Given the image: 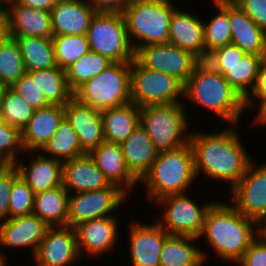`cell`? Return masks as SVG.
Here are the masks:
<instances>
[{"label": "cell", "mask_w": 266, "mask_h": 266, "mask_svg": "<svg viewBox=\"0 0 266 266\" xmlns=\"http://www.w3.org/2000/svg\"><path fill=\"white\" fill-rule=\"evenodd\" d=\"M231 127V128H230ZM213 132L190 133L196 176L201 173L212 180L224 181L231 189L246 173L254 160L245 150L238 125Z\"/></svg>", "instance_id": "1"}, {"label": "cell", "mask_w": 266, "mask_h": 266, "mask_svg": "<svg viewBox=\"0 0 266 266\" xmlns=\"http://www.w3.org/2000/svg\"><path fill=\"white\" fill-rule=\"evenodd\" d=\"M231 202L214 201L206 212L200 237L205 236L217 258L237 263L263 228L236 210Z\"/></svg>", "instance_id": "2"}, {"label": "cell", "mask_w": 266, "mask_h": 266, "mask_svg": "<svg viewBox=\"0 0 266 266\" xmlns=\"http://www.w3.org/2000/svg\"><path fill=\"white\" fill-rule=\"evenodd\" d=\"M194 153L190 141L159 152L151 169L139 181L146 186V194L151 204L171 195L186 193L196 179Z\"/></svg>", "instance_id": "3"}, {"label": "cell", "mask_w": 266, "mask_h": 266, "mask_svg": "<svg viewBox=\"0 0 266 266\" xmlns=\"http://www.w3.org/2000/svg\"><path fill=\"white\" fill-rule=\"evenodd\" d=\"M184 98L195 106L213 112L229 125H239L241 115L246 109L245 100L222 74L217 73L193 71L184 84Z\"/></svg>", "instance_id": "4"}, {"label": "cell", "mask_w": 266, "mask_h": 266, "mask_svg": "<svg viewBox=\"0 0 266 266\" xmlns=\"http://www.w3.org/2000/svg\"><path fill=\"white\" fill-rule=\"evenodd\" d=\"M174 5L172 0H132L123 10L134 51L144 45L169 43L170 20L176 9Z\"/></svg>", "instance_id": "5"}, {"label": "cell", "mask_w": 266, "mask_h": 266, "mask_svg": "<svg viewBox=\"0 0 266 266\" xmlns=\"http://www.w3.org/2000/svg\"><path fill=\"white\" fill-rule=\"evenodd\" d=\"M185 104L140 107V125L147 131L159 152L177 148L190 140V121Z\"/></svg>", "instance_id": "6"}, {"label": "cell", "mask_w": 266, "mask_h": 266, "mask_svg": "<svg viewBox=\"0 0 266 266\" xmlns=\"http://www.w3.org/2000/svg\"><path fill=\"white\" fill-rule=\"evenodd\" d=\"M73 96L99 111L131 102V62H113L80 86Z\"/></svg>", "instance_id": "7"}, {"label": "cell", "mask_w": 266, "mask_h": 266, "mask_svg": "<svg viewBox=\"0 0 266 266\" xmlns=\"http://www.w3.org/2000/svg\"><path fill=\"white\" fill-rule=\"evenodd\" d=\"M86 36L91 51L113 62H132L135 58L122 13L96 12Z\"/></svg>", "instance_id": "8"}, {"label": "cell", "mask_w": 266, "mask_h": 266, "mask_svg": "<svg viewBox=\"0 0 266 266\" xmlns=\"http://www.w3.org/2000/svg\"><path fill=\"white\" fill-rule=\"evenodd\" d=\"M180 97L184 100V84L176 77L131 62V102L139 107L173 104L183 102Z\"/></svg>", "instance_id": "9"}, {"label": "cell", "mask_w": 266, "mask_h": 266, "mask_svg": "<svg viewBox=\"0 0 266 266\" xmlns=\"http://www.w3.org/2000/svg\"><path fill=\"white\" fill-rule=\"evenodd\" d=\"M187 193L167 196L154 205L163 208L162 217L157 221L169 235L199 238L207 210L214 200L198 205ZM162 206V207H161ZM165 208V209H164Z\"/></svg>", "instance_id": "10"}, {"label": "cell", "mask_w": 266, "mask_h": 266, "mask_svg": "<svg viewBox=\"0 0 266 266\" xmlns=\"http://www.w3.org/2000/svg\"><path fill=\"white\" fill-rule=\"evenodd\" d=\"M128 197L124 190L113 184L100 190L71 193L68 226L74 228L84 221L114 216L113 213L122 206V203L129 200Z\"/></svg>", "instance_id": "11"}, {"label": "cell", "mask_w": 266, "mask_h": 266, "mask_svg": "<svg viewBox=\"0 0 266 266\" xmlns=\"http://www.w3.org/2000/svg\"><path fill=\"white\" fill-rule=\"evenodd\" d=\"M229 191L236 210L266 229V162L258 165L253 160Z\"/></svg>", "instance_id": "12"}, {"label": "cell", "mask_w": 266, "mask_h": 266, "mask_svg": "<svg viewBox=\"0 0 266 266\" xmlns=\"http://www.w3.org/2000/svg\"><path fill=\"white\" fill-rule=\"evenodd\" d=\"M134 59L142 67L173 75L183 84L194 71V55L170 43L141 46Z\"/></svg>", "instance_id": "13"}, {"label": "cell", "mask_w": 266, "mask_h": 266, "mask_svg": "<svg viewBox=\"0 0 266 266\" xmlns=\"http://www.w3.org/2000/svg\"><path fill=\"white\" fill-rule=\"evenodd\" d=\"M33 257L36 266H70L78 261L81 263L74 228L50 227Z\"/></svg>", "instance_id": "14"}, {"label": "cell", "mask_w": 266, "mask_h": 266, "mask_svg": "<svg viewBox=\"0 0 266 266\" xmlns=\"http://www.w3.org/2000/svg\"><path fill=\"white\" fill-rule=\"evenodd\" d=\"M116 217L88 220L74 227L81 258L83 253L98 258L114 250L120 238L118 236L119 218Z\"/></svg>", "instance_id": "15"}, {"label": "cell", "mask_w": 266, "mask_h": 266, "mask_svg": "<svg viewBox=\"0 0 266 266\" xmlns=\"http://www.w3.org/2000/svg\"><path fill=\"white\" fill-rule=\"evenodd\" d=\"M129 252L132 266H160V253L169 234L156 221L154 224L130 222Z\"/></svg>", "instance_id": "16"}, {"label": "cell", "mask_w": 266, "mask_h": 266, "mask_svg": "<svg viewBox=\"0 0 266 266\" xmlns=\"http://www.w3.org/2000/svg\"><path fill=\"white\" fill-rule=\"evenodd\" d=\"M2 7L7 16L10 37H53L50 12L33 9L17 0L7 2Z\"/></svg>", "instance_id": "17"}, {"label": "cell", "mask_w": 266, "mask_h": 266, "mask_svg": "<svg viewBox=\"0 0 266 266\" xmlns=\"http://www.w3.org/2000/svg\"><path fill=\"white\" fill-rule=\"evenodd\" d=\"M65 118L78 135L81 149L89 154L104 139L101 111L72 97L64 106Z\"/></svg>", "instance_id": "18"}, {"label": "cell", "mask_w": 266, "mask_h": 266, "mask_svg": "<svg viewBox=\"0 0 266 266\" xmlns=\"http://www.w3.org/2000/svg\"><path fill=\"white\" fill-rule=\"evenodd\" d=\"M50 227L35 214L9 218L0 223V247L30 248L34 256Z\"/></svg>", "instance_id": "19"}, {"label": "cell", "mask_w": 266, "mask_h": 266, "mask_svg": "<svg viewBox=\"0 0 266 266\" xmlns=\"http://www.w3.org/2000/svg\"><path fill=\"white\" fill-rule=\"evenodd\" d=\"M65 118L64 106L50 104L36 109L32 118L21 131L22 146L25 153L34 156L49 141ZM34 151V152H33ZM33 152V155H32Z\"/></svg>", "instance_id": "20"}, {"label": "cell", "mask_w": 266, "mask_h": 266, "mask_svg": "<svg viewBox=\"0 0 266 266\" xmlns=\"http://www.w3.org/2000/svg\"><path fill=\"white\" fill-rule=\"evenodd\" d=\"M96 12L87 0H58L50 11L53 36L86 35Z\"/></svg>", "instance_id": "21"}, {"label": "cell", "mask_w": 266, "mask_h": 266, "mask_svg": "<svg viewBox=\"0 0 266 266\" xmlns=\"http://www.w3.org/2000/svg\"><path fill=\"white\" fill-rule=\"evenodd\" d=\"M89 155L110 184L119 186L128 195L138 187L140 182L127 168L120 144L103 141Z\"/></svg>", "instance_id": "22"}, {"label": "cell", "mask_w": 266, "mask_h": 266, "mask_svg": "<svg viewBox=\"0 0 266 266\" xmlns=\"http://www.w3.org/2000/svg\"><path fill=\"white\" fill-rule=\"evenodd\" d=\"M62 185L71 193L100 190L110 185L89 154L63 161Z\"/></svg>", "instance_id": "23"}, {"label": "cell", "mask_w": 266, "mask_h": 266, "mask_svg": "<svg viewBox=\"0 0 266 266\" xmlns=\"http://www.w3.org/2000/svg\"><path fill=\"white\" fill-rule=\"evenodd\" d=\"M231 43L246 54L266 56V33L232 0H228Z\"/></svg>", "instance_id": "24"}, {"label": "cell", "mask_w": 266, "mask_h": 266, "mask_svg": "<svg viewBox=\"0 0 266 266\" xmlns=\"http://www.w3.org/2000/svg\"><path fill=\"white\" fill-rule=\"evenodd\" d=\"M36 155L30 158V163L27 165L21 159L15 163L20 176L33 192L37 193L62 185L63 161L46 157L41 152Z\"/></svg>", "instance_id": "25"}, {"label": "cell", "mask_w": 266, "mask_h": 266, "mask_svg": "<svg viewBox=\"0 0 266 266\" xmlns=\"http://www.w3.org/2000/svg\"><path fill=\"white\" fill-rule=\"evenodd\" d=\"M120 146L127 168L140 181L151 169L159 151L141 125Z\"/></svg>", "instance_id": "26"}, {"label": "cell", "mask_w": 266, "mask_h": 266, "mask_svg": "<svg viewBox=\"0 0 266 266\" xmlns=\"http://www.w3.org/2000/svg\"><path fill=\"white\" fill-rule=\"evenodd\" d=\"M203 21L186 10L175 9L169 26V43L192 53L205 48Z\"/></svg>", "instance_id": "27"}, {"label": "cell", "mask_w": 266, "mask_h": 266, "mask_svg": "<svg viewBox=\"0 0 266 266\" xmlns=\"http://www.w3.org/2000/svg\"><path fill=\"white\" fill-rule=\"evenodd\" d=\"M191 236L169 235L162 246L160 266H203L206 264V250L197 248ZM192 242V243H191Z\"/></svg>", "instance_id": "28"}, {"label": "cell", "mask_w": 266, "mask_h": 266, "mask_svg": "<svg viewBox=\"0 0 266 266\" xmlns=\"http://www.w3.org/2000/svg\"><path fill=\"white\" fill-rule=\"evenodd\" d=\"M104 139L122 143L140 125V107L129 102L101 111Z\"/></svg>", "instance_id": "29"}, {"label": "cell", "mask_w": 266, "mask_h": 266, "mask_svg": "<svg viewBox=\"0 0 266 266\" xmlns=\"http://www.w3.org/2000/svg\"><path fill=\"white\" fill-rule=\"evenodd\" d=\"M69 195L63 185L35 193L33 214L49 227L68 226Z\"/></svg>", "instance_id": "30"}, {"label": "cell", "mask_w": 266, "mask_h": 266, "mask_svg": "<svg viewBox=\"0 0 266 266\" xmlns=\"http://www.w3.org/2000/svg\"><path fill=\"white\" fill-rule=\"evenodd\" d=\"M266 56L245 54L239 62L221 66L225 80L246 100L253 92L259 74L261 62Z\"/></svg>", "instance_id": "31"}, {"label": "cell", "mask_w": 266, "mask_h": 266, "mask_svg": "<svg viewBox=\"0 0 266 266\" xmlns=\"http://www.w3.org/2000/svg\"><path fill=\"white\" fill-rule=\"evenodd\" d=\"M23 55L26 71L57 67L52 38L15 37Z\"/></svg>", "instance_id": "32"}, {"label": "cell", "mask_w": 266, "mask_h": 266, "mask_svg": "<svg viewBox=\"0 0 266 266\" xmlns=\"http://www.w3.org/2000/svg\"><path fill=\"white\" fill-rule=\"evenodd\" d=\"M45 99L50 104L65 106L73 97V92L69 89L66 80L65 70L57 67L44 70L27 71Z\"/></svg>", "instance_id": "33"}, {"label": "cell", "mask_w": 266, "mask_h": 266, "mask_svg": "<svg viewBox=\"0 0 266 266\" xmlns=\"http://www.w3.org/2000/svg\"><path fill=\"white\" fill-rule=\"evenodd\" d=\"M41 154L61 161L71 160L86 154L82 149L76 131L66 118L56 132L39 151Z\"/></svg>", "instance_id": "34"}, {"label": "cell", "mask_w": 266, "mask_h": 266, "mask_svg": "<svg viewBox=\"0 0 266 266\" xmlns=\"http://www.w3.org/2000/svg\"><path fill=\"white\" fill-rule=\"evenodd\" d=\"M112 63L108 57L90 50L65 69L69 89L74 93L86 81L99 75Z\"/></svg>", "instance_id": "35"}, {"label": "cell", "mask_w": 266, "mask_h": 266, "mask_svg": "<svg viewBox=\"0 0 266 266\" xmlns=\"http://www.w3.org/2000/svg\"><path fill=\"white\" fill-rule=\"evenodd\" d=\"M218 9L215 16L203 22L204 45L206 49H218L231 43L232 33L228 17V0H213Z\"/></svg>", "instance_id": "36"}, {"label": "cell", "mask_w": 266, "mask_h": 266, "mask_svg": "<svg viewBox=\"0 0 266 266\" xmlns=\"http://www.w3.org/2000/svg\"><path fill=\"white\" fill-rule=\"evenodd\" d=\"M26 68L19 45L12 37L0 44V80L5 87H11L25 73Z\"/></svg>", "instance_id": "37"}, {"label": "cell", "mask_w": 266, "mask_h": 266, "mask_svg": "<svg viewBox=\"0 0 266 266\" xmlns=\"http://www.w3.org/2000/svg\"><path fill=\"white\" fill-rule=\"evenodd\" d=\"M35 109L10 87H6L0 103V120L20 131L32 118Z\"/></svg>", "instance_id": "38"}, {"label": "cell", "mask_w": 266, "mask_h": 266, "mask_svg": "<svg viewBox=\"0 0 266 266\" xmlns=\"http://www.w3.org/2000/svg\"><path fill=\"white\" fill-rule=\"evenodd\" d=\"M52 42L56 64L64 70L90 51L86 35L53 36Z\"/></svg>", "instance_id": "39"}, {"label": "cell", "mask_w": 266, "mask_h": 266, "mask_svg": "<svg viewBox=\"0 0 266 266\" xmlns=\"http://www.w3.org/2000/svg\"><path fill=\"white\" fill-rule=\"evenodd\" d=\"M35 193L19 175L11 188L9 218L33 214Z\"/></svg>", "instance_id": "40"}, {"label": "cell", "mask_w": 266, "mask_h": 266, "mask_svg": "<svg viewBox=\"0 0 266 266\" xmlns=\"http://www.w3.org/2000/svg\"><path fill=\"white\" fill-rule=\"evenodd\" d=\"M19 152L25 154L21 131L0 120V161L5 165H13L18 161Z\"/></svg>", "instance_id": "41"}, {"label": "cell", "mask_w": 266, "mask_h": 266, "mask_svg": "<svg viewBox=\"0 0 266 266\" xmlns=\"http://www.w3.org/2000/svg\"><path fill=\"white\" fill-rule=\"evenodd\" d=\"M10 88L19 94L26 103L32 106L35 110L50 105V103L45 99L42 91H40L37 86L36 80H32L31 76L27 72Z\"/></svg>", "instance_id": "42"}, {"label": "cell", "mask_w": 266, "mask_h": 266, "mask_svg": "<svg viewBox=\"0 0 266 266\" xmlns=\"http://www.w3.org/2000/svg\"><path fill=\"white\" fill-rule=\"evenodd\" d=\"M15 164L5 165L0 171V223L9 219V202L14 180L19 176Z\"/></svg>", "instance_id": "43"}, {"label": "cell", "mask_w": 266, "mask_h": 266, "mask_svg": "<svg viewBox=\"0 0 266 266\" xmlns=\"http://www.w3.org/2000/svg\"><path fill=\"white\" fill-rule=\"evenodd\" d=\"M239 266H266V229L252 241L242 258Z\"/></svg>", "instance_id": "44"}, {"label": "cell", "mask_w": 266, "mask_h": 266, "mask_svg": "<svg viewBox=\"0 0 266 266\" xmlns=\"http://www.w3.org/2000/svg\"><path fill=\"white\" fill-rule=\"evenodd\" d=\"M194 71L221 74L220 58L217 50L204 48L195 54Z\"/></svg>", "instance_id": "45"}, {"label": "cell", "mask_w": 266, "mask_h": 266, "mask_svg": "<svg viewBox=\"0 0 266 266\" xmlns=\"http://www.w3.org/2000/svg\"><path fill=\"white\" fill-rule=\"evenodd\" d=\"M266 33V0H232Z\"/></svg>", "instance_id": "46"}, {"label": "cell", "mask_w": 266, "mask_h": 266, "mask_svg": "<svg viewBox=\"0 0 266 266\" xmlns=\"http://www.w3.org/2000/svg\"><path fill=\"white\" fill-rule=\"evenodd\" d=\"M258 100V101H257ZM259 102V104H258ZM266 104V57L261 62L258 74V80L253 92L250 96L245 100L246 110L251 107L255 108L257 105V112ZM255 105V106H254Z\"/></svg>", "instance_id": "47"}, {"label": "cell", "mask_w": 266, "mask_h": 266, "mask_svg": "<svg viewBox=\"0 0 266 266\" xmlns=\"http://www.w3.org/2000/svg\"><path fill=\"white\" fill-rule=\"evenodd\" d=\"M220 58V66L239 62L245 56V52L237 45L230 43L224 47L216 49Z\"/></svg>", "instance_id": "48"}, {"label": "cell", "mask_w": 266, "mask_h": 266, "mask_svg": "<svg viewBox=\"0 0 266 266\" xmlns=\"http://www.w3.org/2000/svg\"><path fill=\"white\" fill-rule=\"evenodd\" d=\"M97 12H118L123 10L131 3L132 0H87Z\"/></svg>", "instance_id": "49"}, {"label": "cell", "mask_w": 266, "mask_h": 266, "mask_svg": "<svg viewBox=\"0 0 266 266\" xmlns=\"http://www.w3.org/2000/svg\"><path fill=\"white\" fill-rule=\"evenodd\" d=\"M20 4L31 7L36 10H45L50 12L57 4L58 0H17Z\"/></svg>", "instance_id": "50"}, {"label": "cell", "mask_w": 266, "mask_h": 266, "mask_svg": "<svg viewBox=\"0 0 266 266\" xmlns=\"http://www.w3.org/2000/svg\"><path fill=\"white\" fill-rule=\"evenodd\" d=\"M8 35L7 16L2 6H0V44L4 42Z\"/></svg>", "instance_id": "51"}, {"label": "cell", "mask_w": 266, "mask_h": 266, "mask_svg": "<svg viewBox=\"0 0 266 266\" xmlns=\"http://www.w3.org/2000/svg\"><path fill=\"white\" fill-rule=\"evenodd\" d=\"M255 116V119H253L254 125H266V104L257 112V115Z\"/></svg>", "instance_id": "52"}, {"label": "cell", "mask_w": 266, "mask_h": 266, "mask_svg": "<svg viewBox=\"0 0 266 266\" xmlns=\"http://www.w3.org/2000/svg\"><path fill=\"white\" fill-rule=\"evenodd\" d=\"M2 252L3 253L1 254V251H0V261L2 263H4L5 265H7V261H6L7 257H5L6 255H3L4 254V251H2Z\"/></svg>", "instance_id": "53"}, {"label": "cell", "mask_w": 266, "mask_h": 266, "mask_svg": "<svg viewBox=\"0 0 266 266\" xmlns=\"http://www.w3.org/2000/svg\"><path fill=\"white\" fill-rule=\"evenodd\" d=\"M5 88L6 87L4 85L0 84V103H1L2 95H3Z\"/></svg>", "instance_id": "54"}, {"label": "cell", "mask_w": 266, "mask_h": 266, "mask_svg": "<svg viewBox=\"0 0 266 266\" xmlns=\"http://www.w3.org/2000/svg\"><path fill=\"white\" fill-rule=\"evenodd\" d=\"M12 0H0V6H3L5 3L10 2Z\"/></svg>", "instance_id": "55"}, {"label": "cell", "mask_w": 266, "mask_h": 266, "mask_svg": "<svg viewBox=\"0 0 266 266\" xmlns=\"http://www.w3.org/2000/svg\"><path fill=\"white\" fill-rule=\"evenodd\" d=\"M5 166V164L3 162L0 161V171L1 169Z\"/></svg>", "instance_id": "56"}, {"label": "cell", "mask_w": 266, "mask_h": 266, "mask_svg": "<svg viewBox=\"0 0 266 266\" xmlns=\"http://www.w3.org/2000/svg\"><path fill=\"white\" fill-rule=\"evenodd\" d=\"M0 266H8V265H5L4 263H2V262L0 261Z\"/></svg>", "instance_id": "57"}]
</instances>
